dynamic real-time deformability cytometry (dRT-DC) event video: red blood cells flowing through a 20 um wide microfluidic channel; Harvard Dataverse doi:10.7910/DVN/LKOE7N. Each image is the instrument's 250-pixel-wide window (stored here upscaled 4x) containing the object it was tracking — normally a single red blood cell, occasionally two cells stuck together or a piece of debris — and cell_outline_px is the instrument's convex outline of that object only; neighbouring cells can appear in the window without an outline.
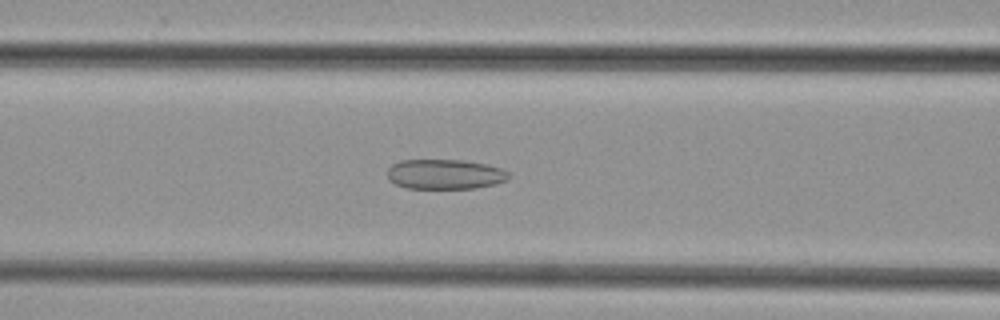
{"species": "common noctule bat (a hibernating species)", "species_latin": "Nyctalus noctula", "temperature_condition": "cold", "stored_images_in_passage": 36, "camera_frame_rate_fps": 3000, "um_per_image_px": 0.085, "animal": {"sex": "female", "body_mass_g": 29.2, "forearm_length_mm": 56.3}, "frame": {"image": 1, "passage_image": 7, "time_ms": 2.0, "image_size_px": [1000, 320], "cell_outline_px": [[508, 180], [496, 184], [476, 188], [404, 188], [388, 180], [388, 168], [392, 164], [400, 160], [464, 160], [488, 164], [500, 168], [508, 172]], "centroid_in_image_um": [37.81, 14.81], "position_along_channel_um": 128.8, "area_um2": 21.27}}
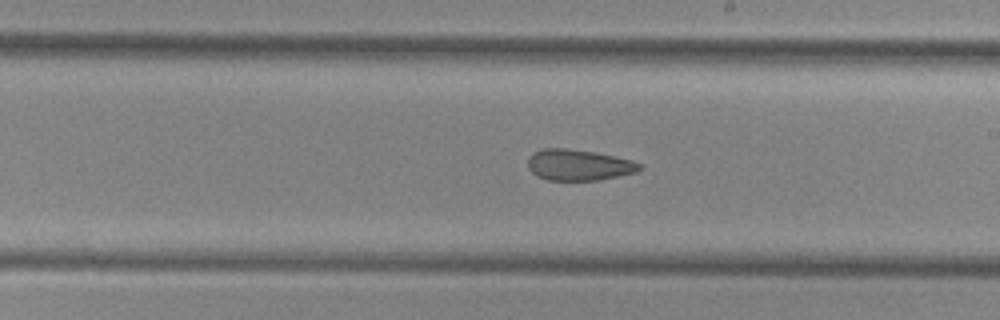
{"frame": {"image": 2, "passage_image": 15, "time_ms": 4.667, "image_size_px": [1000, 320], "cell_outline_px": [[640, 168], [636, 172], [620, 176], [600, 180], [548, 180], [536, 176], [528, 168], [528, 156], [532, 152], [540, 148], [568, 148], [596, 152], [632, 160], [640, 164]], "centroid_in_image_um": [49.14, 14.01], "position_along_channel_um": 239.9, "area_um2": 20.4}}
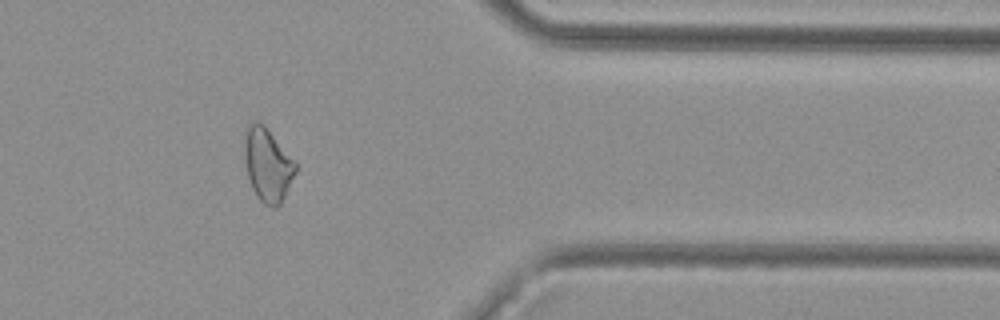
{"frame": {"image": 3, "passage_image": 27, "time_ms": 8.667, "image_size_px": [1000, 320], "cell_outline_px": [[296, 172], [280, 204], [276, 208], [272, 208], [264, 204], [256, 196], [252, 188], [248, 176], [244, 156], [244, 144], [248, 124], [252, 120], [256, 120], [296, 160]], "centroid_in_image_um": [22.74, 14.05], "position_along_channel_um": 388.7, "area_um2": 21.44}}